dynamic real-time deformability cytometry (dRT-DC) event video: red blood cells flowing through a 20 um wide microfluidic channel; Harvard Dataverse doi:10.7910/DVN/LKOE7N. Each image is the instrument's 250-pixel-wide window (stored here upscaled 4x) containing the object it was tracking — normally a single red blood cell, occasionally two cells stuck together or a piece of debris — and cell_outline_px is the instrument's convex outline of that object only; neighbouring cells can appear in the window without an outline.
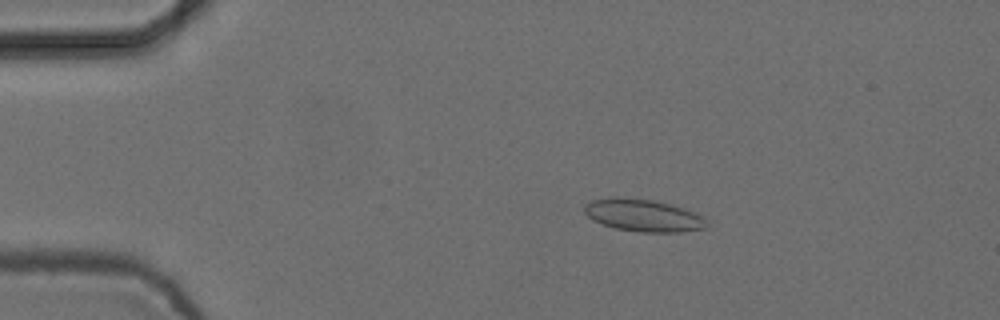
{"species": "common noctule bat (a hibernating species)", "species_latin": "Nyctalus noctula", "temperature_condition": "cold", "stored_images_in_passage": 5, "camera_frame_rate_fps": 3000, "um_per_image_px": 0.085, "animal": {"sex": "female", "body_mass_g": 24.6, "forearm_length_mm": 56.2}, "frame": {"image": 1, "passage_image": 2, "time_ms": 0.333, "image_size_px": [1000, 320], "cell_outline_px": [[708, 228], [680, 232], [640, 232], [616, 228], [592, 220], [584, 212], [584, 204], [592, 200], [612, 196], [616, 196], [652, 200], [684, 208], [696, 212], [704, 216], [708, 224]], "centroid_in_image_um": [54.69, 18.3], "position_along_channel_um": 30.3, "area_um2": 23.24}}
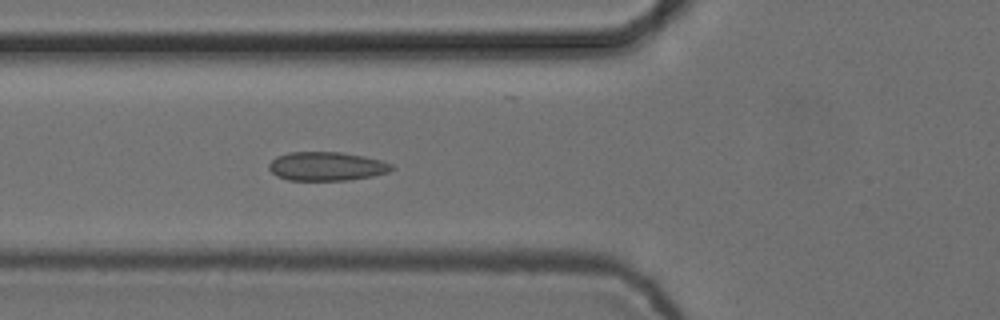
{"frame": {"image": 2, "passage_image": 5, "time_ms": 1.333, "image_size_px": [1000, 320], "cell_outline_px": [[396, 168], [388, 172], [372, 176], [348, 180], [288, 180], [276, 176], [268, 168], [268, 164], [276, 156], [288, 152], [340, 152], [364, 156], [380, 160], [392, 164]], "centroid_in_image_um": [27.75, 14.13], "position_along_channel_um": 98.1, "area_um2": 20.69}}